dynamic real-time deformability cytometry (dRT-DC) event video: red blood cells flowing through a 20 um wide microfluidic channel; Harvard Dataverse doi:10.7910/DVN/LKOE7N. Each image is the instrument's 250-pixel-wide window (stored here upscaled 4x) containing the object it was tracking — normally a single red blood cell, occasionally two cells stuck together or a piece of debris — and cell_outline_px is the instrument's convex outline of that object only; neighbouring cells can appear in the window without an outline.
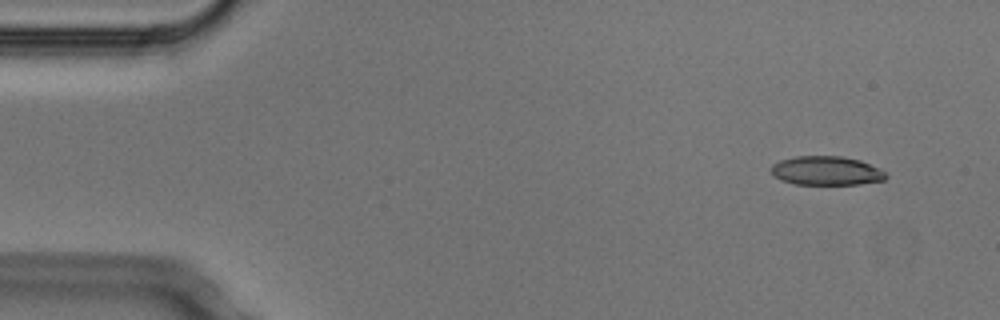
{"species": "Egyptian fruit bat (a non-hibernating species)", "species_latin": "Rousettus aegyptiacus", "temperature_condition": "cold", "stored_images_in_passage": 4, "camera_frame_rate_fps": 3000, "um_per_image_px": 0.085, "animal": {"sex": "male"}, "frame": {"image": 1, "passage_image": 1, "time_ms": 0.0, "image_size_px": [1000, 320], "cell_outline_px": [[888, 176], [884, 180], [860, 184], [796, 184], [780, 180], [772, 176], [768, 168], [772, 164], [780, 160], [796, 156], [840, 156], [860, 160], [880, 168]], "centroid_in_image_um": [70.19, 14.51], "position_along_channel_um": 14.8, "area_um2": 19.59}}
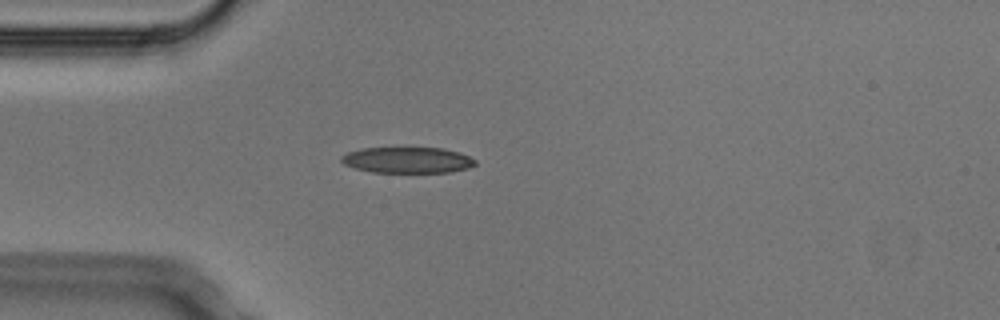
{"frame": {"image": 2, "passage_image": 4, "time_ms": 1.0, "image_size_px": [1000, 320], "cell_outline_px": [[476, 164], [468, 168], [452, 172], [372, 172], [356, 168], [344, 164], [340, 160], [340, 156], [348, 152], [364, 148], [444, 148], [460, 152], [476, 160]], "centroid_in_image_um": [34.65, 13.6], "position_along_channel_um": 50.3, "area_um2": 20.23}}